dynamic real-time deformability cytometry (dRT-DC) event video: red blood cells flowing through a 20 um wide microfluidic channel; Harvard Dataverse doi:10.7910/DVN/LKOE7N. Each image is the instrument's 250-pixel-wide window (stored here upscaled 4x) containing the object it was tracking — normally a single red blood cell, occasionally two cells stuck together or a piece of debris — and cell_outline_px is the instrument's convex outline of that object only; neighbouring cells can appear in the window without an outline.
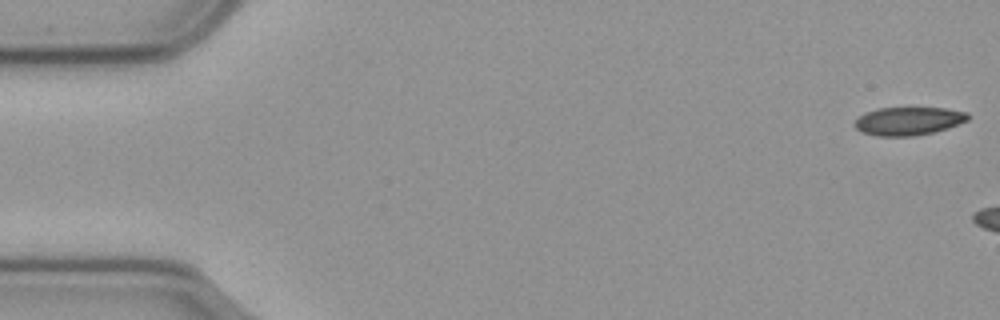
{"species": "common noctule bat (a hibernating species)", "species_latin": "Nyctalus noctula", "temperature_condition": "cold", "stored_images_in_passage": 21, "camera_frame_rate_fps": 3000, "um_per_image_px": 0.085, "animal": {"sex": "male", "body_mass_g": 23.1, "forearm_length_mm": 52.7}, "frame": {"image": 1, "passage_image": 1, "time_ms": 0.0, "image_size_px": [1000, 320], "cell_outline_px": [[972, 116], [968, 120], [948, 128], [932, 132], [912, 136], [876, 136], [860, 132], [852, 124], [864, 112], [880, 108], [944, 108], [968, 112]], "centroid_in_image_um": [77.21, 10.29], "position_along_channel_um": 7.8, "area_um2": 18.73}}
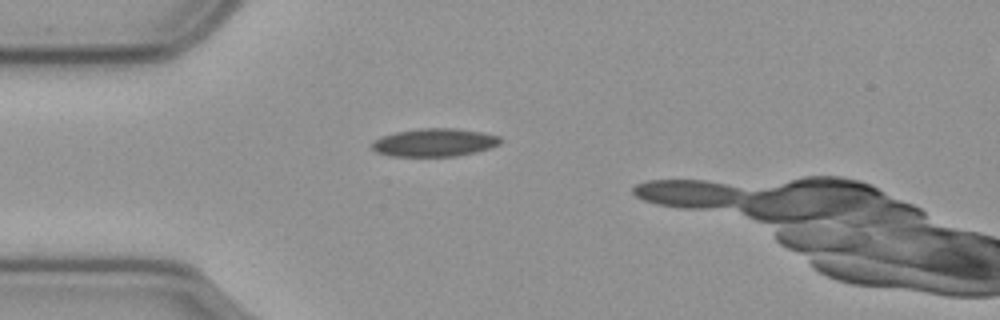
{"frame": {"image": 2, "passage_image": 15, "time_ms": 4.667, "image_size_px": [1000, 320], "cell_outline_px": [[504, 140], [500, 144], [476, 152], [456, 156], [392, 156], [376, 152], [372, 148], [372, 144], [380, 136], [396, 132], [424, 128], [452, 128], [484, 132], [500, 136]], "centroid_in_image_um": [36.97, 12.11], "position_along_channel_um": 48.0, "area_um2": 20.98}}
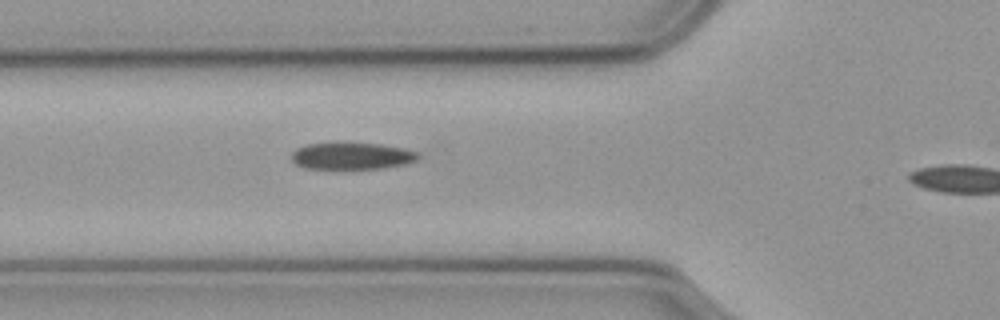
{"frame": {"image": 3, "passage_image": 20, "time_ms": 6.333, "image_size_px": [1000, 320], "cell_outline_px": [[420, 156], [416, 160], [404, 164], [384, 168], [304, 168], [296, 164], [292, 160], [292, 152], [296, 148], [308, 144], [336, 140], [380, 144], [404, 148], [416, 152]], "centroid_in_image_um": [29.86, 13.21], "position_along_channel_um": 95.9, "area_um2": 20.35}}